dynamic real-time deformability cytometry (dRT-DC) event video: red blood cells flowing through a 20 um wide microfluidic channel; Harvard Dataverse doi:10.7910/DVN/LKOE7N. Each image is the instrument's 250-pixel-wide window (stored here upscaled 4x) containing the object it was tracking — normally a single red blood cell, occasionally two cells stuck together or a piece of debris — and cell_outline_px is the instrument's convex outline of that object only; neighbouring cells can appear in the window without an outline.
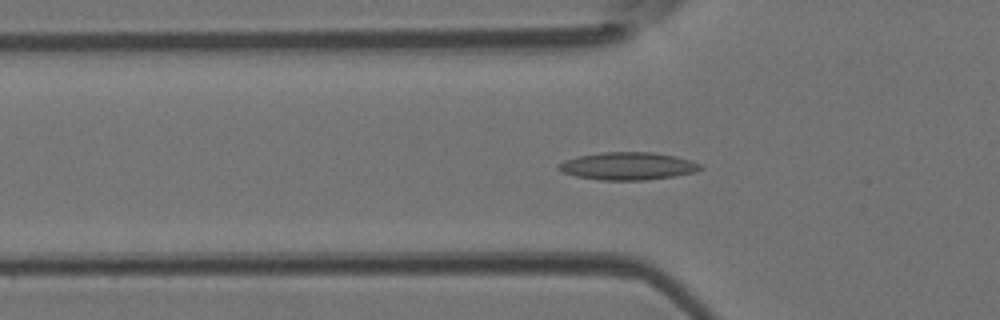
{"species": "Egyptian fruit bat (a non-hibernating species)", "species_latin": "Rousettus aegyptiacus", "temperature_condition": "room temperature", "stored_images_in_passage": 48, "camera_frame_rate_fps": 3000, "um_per_image_px": 0.085, "animal": {"sex": "female"}, "frame": {"image": 1, "passage_image": 15, "time_ms": 4.667, "image_size_px": [1000, 320], "cell_outline_px": [[704, 168], [696, 172], [672, 176], [644, 180], [600, 180], [576, 176], [564, 172], [556, 168], [556, 164], [564, 160], [576, 156], [604, 152], [652, 152], [676, 156], [692, 160], [704, 164]], "centroid_in_image_um": [53.39, 14.11], "position_along_channel_um": 72.4, "area_um2": 23.06}}
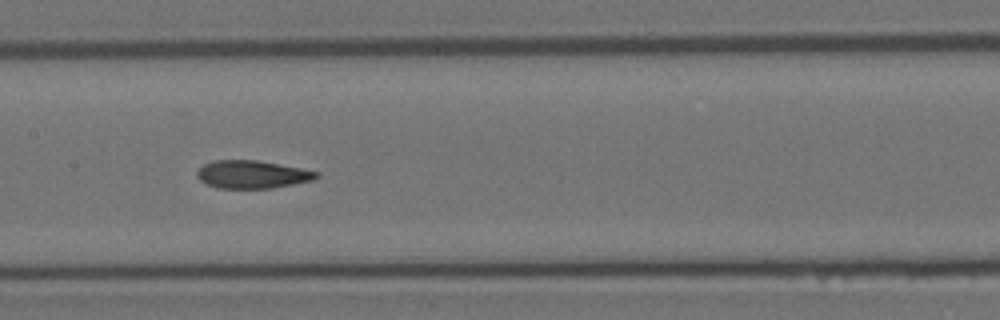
{"frame": {"image": 2, "passage_image": 23, "time_ms": 7.333, "image_size_px": [1000, 320], "cell_outline_px": [[320, 176], [312, 180], [272, 188], [216, 188], [200, 180], [196, 176], [196, 172], [204, 164], [212, 160], [256, 160], [300, 168], [320, 172]], "centroid_in_image_um": [21.42, 14.82], "position_along_channel_um": 186.0, "area_um2": 19.31}}
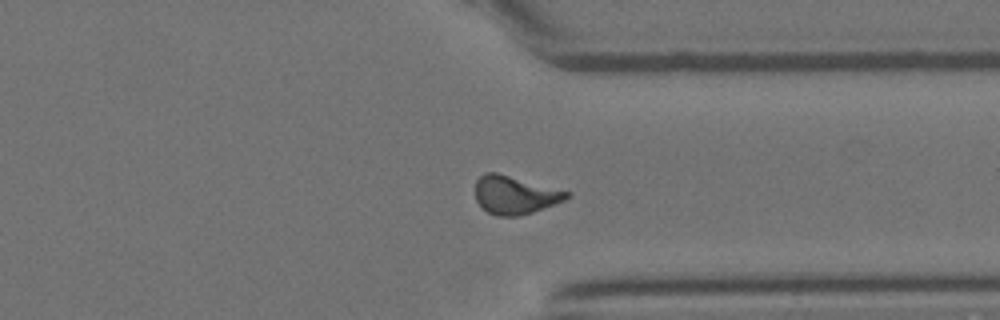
{"frame": {"image": 3, "passage_image": 36, "time_ms": 11.667, "image_size_px": [1000, 320], "cell_outline_px": [[572, 196], [564, 200], [532, 212], [516, 216], [496, 216], [488, 212], [476, 200], [476, 180], [484, 172], [496, 172], [572, 192]], "centroid_in_image_um": [43.77, 16.56], "position_along_channel_um": 367.6, "area_um2": 20.23}, "authors_computed_cell_mechanics": {"area_um2": 20.0855, "velocity_mm_per_s": 4.2215, "shape_relaxation_time_tau1_ms": 5.644, "shape_relaxation_time_tau2_ms": 1.4806, "deformation_change_tau1": 0.1768, "deformation_change_tau2": 0.0777}}